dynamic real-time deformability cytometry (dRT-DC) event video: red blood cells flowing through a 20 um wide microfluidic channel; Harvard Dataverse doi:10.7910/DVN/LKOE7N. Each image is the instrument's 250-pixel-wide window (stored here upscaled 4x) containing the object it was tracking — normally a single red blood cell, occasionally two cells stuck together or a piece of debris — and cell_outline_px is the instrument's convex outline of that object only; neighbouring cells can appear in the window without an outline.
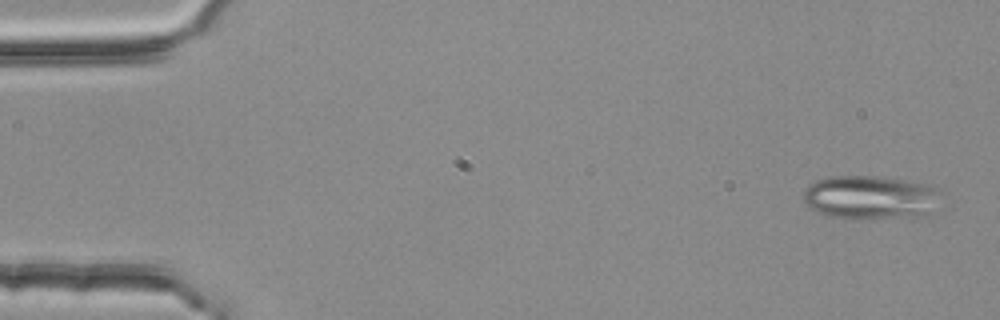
{"species": "common noctule bat (a hibernating species)", "species_latin": "Nyctalus noctula", "temperature_condition": "room temperature", "stored_images_in_passage": 5, "camera_frame_rate_fps": 3000, "um_per_image_px": 0.085, "animal": {"sex": "female", "body_mass_g": 25.1}, "frame": {"image": 1, "passage_image": 1, "time_ms": 0.0, "image_size_px": [1000, 320], "cell_outline_px": [[936, 188], [928, 212], [924, 216], [912, 220], [832, 216], [820, 212], [812, 208], [800, 196], [804, 188], [808, 184], [816, 180], [828, 176], [880, 176], [904, 180], [924, 184]], "centroid_in_image_um": [73.88, 16.77], "position_along_channel_um": 11.1, "area_um2": 34.56}}